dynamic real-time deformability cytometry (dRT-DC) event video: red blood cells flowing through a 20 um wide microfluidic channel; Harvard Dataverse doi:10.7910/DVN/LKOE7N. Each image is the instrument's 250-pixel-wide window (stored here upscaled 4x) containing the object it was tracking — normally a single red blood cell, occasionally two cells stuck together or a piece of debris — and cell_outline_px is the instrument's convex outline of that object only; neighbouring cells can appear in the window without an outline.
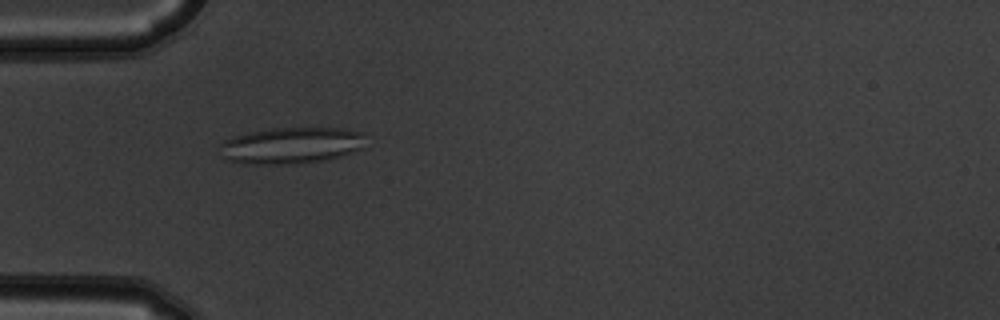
{"species": "common noctule bat (a hibernating species)", "species_latin": "Nyctalus noctula", "temperature_condition": "warm", "stored_images_in_passage": 7, "camera_frame_rate_fps": 3000, "um_per_image_px": 0.085, "animal": {"sex": "male", "body_mass_g": 19.5, "forearm_length_mm": 54.6}, "frame": {"image": 1, "passage_image": 5, "time_ms": 1.333, "image_size_px": [1000, 320], "cell_outline_px": [[364, 148], [328, 160], [296, 164], [244, 164], [228, 160], [224, 156], [220, 144], [224, 140], [232, 136], [272, 128], [344, 128], [364, 132]], "centroid_in_image_um": [24.8, 12.37], "position_along_channel_um": 60.2, "area_um2": 31.15}}
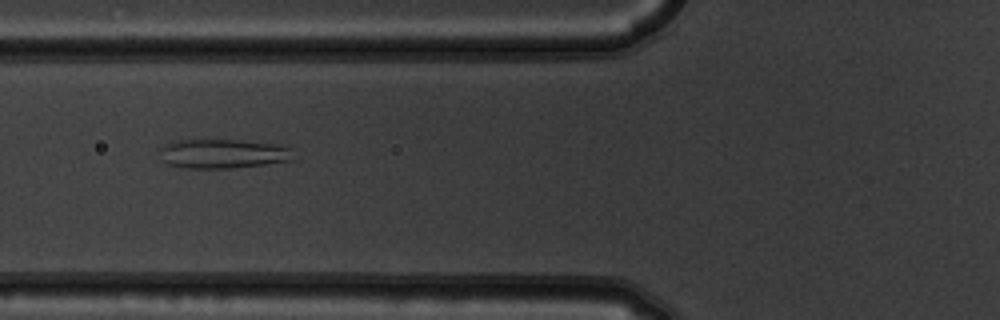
{"frame": {"image": 2, "passage_image": 6, "time_ms": 1.667, "image_size_px": [1000, 320], "cell_outline_px": [[296, 160], [232, 168], [184, 168], [164, 164], [160, 160], [156, 148], [172, 140], [192, 136], [288, 144], [292, 148]], "centroid_in_image_um": [18.87, 13.0], "position_along_channel_um": 106.9, "area_um2": 24.85}}